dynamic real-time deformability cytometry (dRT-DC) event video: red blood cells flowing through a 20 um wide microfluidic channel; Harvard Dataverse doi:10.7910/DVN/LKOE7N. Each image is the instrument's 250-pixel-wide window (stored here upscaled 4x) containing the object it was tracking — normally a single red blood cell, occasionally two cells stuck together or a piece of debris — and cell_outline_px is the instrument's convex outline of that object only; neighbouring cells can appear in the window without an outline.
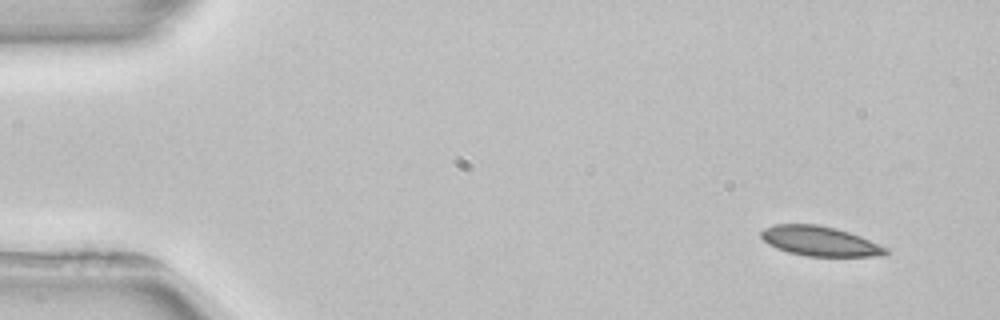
{"species": "common noctule bat (a hibernating species)", "species_latin": "Nyctalus noctula", "temperature_condition": "room temperature", "stored_images_in_passage": 4, "camera_frame_rate_fps": 3000, "um_per_image_px": 0.085, "animal": {"sex": "female", "body_mass_g": 22.7, "forearm_length_mm": 54.2}, "frame": {"image": 1, "passage_image": 1, "time_ms": 0.0, "image_size_px": [1000, 320], "cell_outline_px": [[888, 252], [884, 256], [808, 256], [788, 252], [776, 248], [768, 244], [760, 236], [760, 232], [764, 228], [776, 224], [816, 224], [836, 228], [860, 236], [888, 248]], "centroid_in_image_um": [69.68, 20.5], "position_along_channel_um": 15.3, "area_um2": 21.56}}
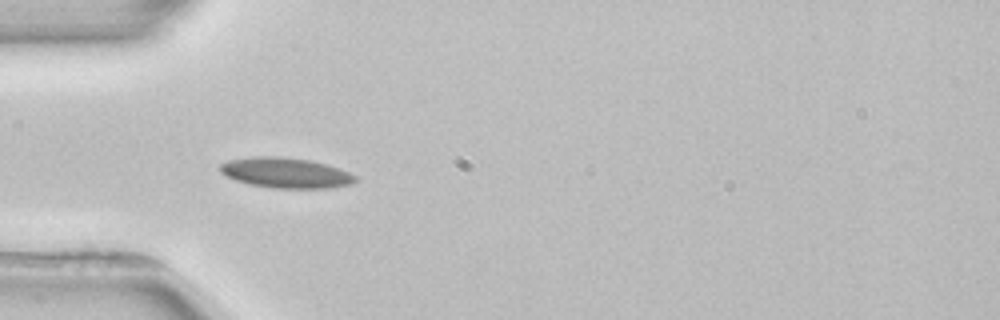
{"frame": {"image": 2, "passage_image": 4, "time_ms": 4.0, "image_size_px": [1000, 320], "cell_outline_px": [[360, 180], [352, 184], [328, 188], [272, 188], [252, 184], [236, 180], [224, 176], [220, 172], [220, 164], [228, 160], [256, 156], [280, 156], [308, 160], [328, 164], [348, 172], [356, 176]], "centroid_in_image_um": [24.3, 14.69], "position_along_channel_um": 60.7, "area_um2": 23.99}}